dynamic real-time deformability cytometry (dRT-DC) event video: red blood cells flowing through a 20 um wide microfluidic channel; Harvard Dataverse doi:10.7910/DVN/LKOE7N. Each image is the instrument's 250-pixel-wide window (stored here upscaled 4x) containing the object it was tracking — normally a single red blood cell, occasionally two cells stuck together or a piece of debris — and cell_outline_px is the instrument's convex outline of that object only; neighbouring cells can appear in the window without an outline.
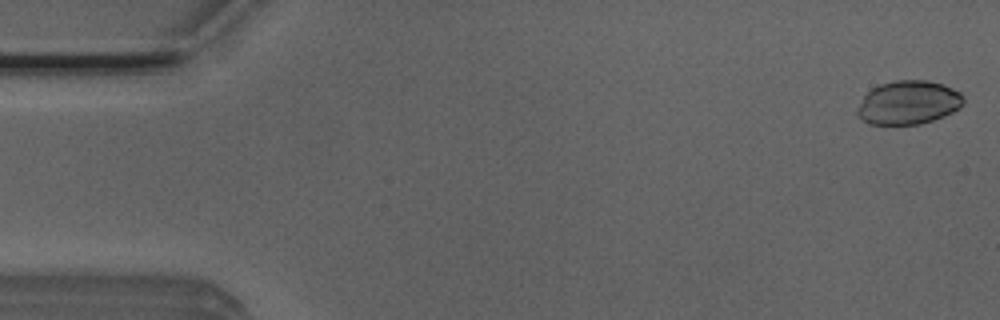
{"species": "Egyptian fruit bat (a non-hibernating species)", "species_latin": "Rousettus aegyptiacus", "temperature_condition": "room temperature", "stored_images_in_passage": 12, "camera_frame_rate_fps": 3000, "um_per_image_px": 0.085, "animal": {"sex": "male"}, "frame": {"image": 1, "passage_image": 1, "time_ms": 0.0, "image_size_px": [1000, 320], "cell_outline_px": [[964, 104], [960, 108], [944, 116], [920, 124], [868, 124], [856, 116], [856, 108], [864, 96], [872, 88], [880, 84], [896, 80], [928, 80], [944, 84], [960, 92], [964, 96]], "centroid_in_image_um": [77.21, 8.71], "position_along_channel_um": 7.8, "area_um2": 27.28}}